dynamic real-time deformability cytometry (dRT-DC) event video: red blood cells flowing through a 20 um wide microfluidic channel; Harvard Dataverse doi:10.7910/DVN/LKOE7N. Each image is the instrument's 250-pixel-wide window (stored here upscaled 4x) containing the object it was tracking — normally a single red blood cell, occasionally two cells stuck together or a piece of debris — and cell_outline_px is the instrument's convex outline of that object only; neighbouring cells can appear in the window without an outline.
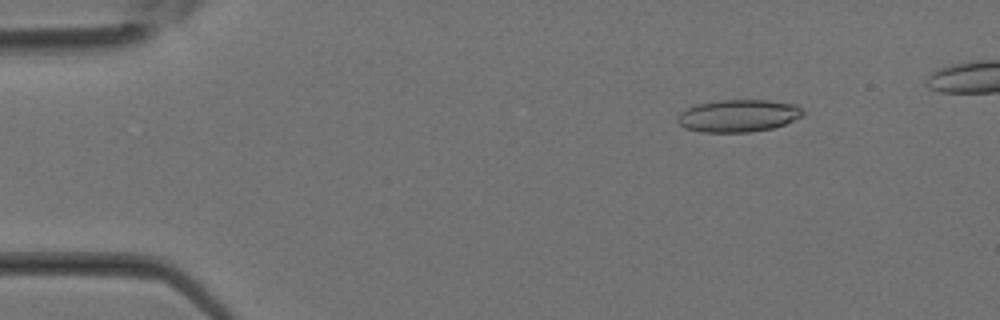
{"species": "Egyptian fruit bat (a non-hibernating species)", "species_latin": "Rousettus aegyptiacus", "temperature_condition": "room temperature", "stored_images_in_passage": 10, "camera_frame_rate_fps": 3000, "um_per_image_px": 0.085, "animal": {"sex": "female"}, "frame": {"image": 1, "passage_image": 2, "time_ms": 0.333, "image_size_px": [1000, 320], "cell_outline_px": [[804, 116], [784, 124], [772, 128], [748, 132], [700, 132], [688, 128], [680, 124], [676, 120], [676, 116], [680, 112], [696, 104], [716, 100], [768, 100], [796, 104], [804, 112]], "centroid_in_image_um": [62.76, 9.83], "position_along_channel_um": 22.2, "area_um2": 23.7}}
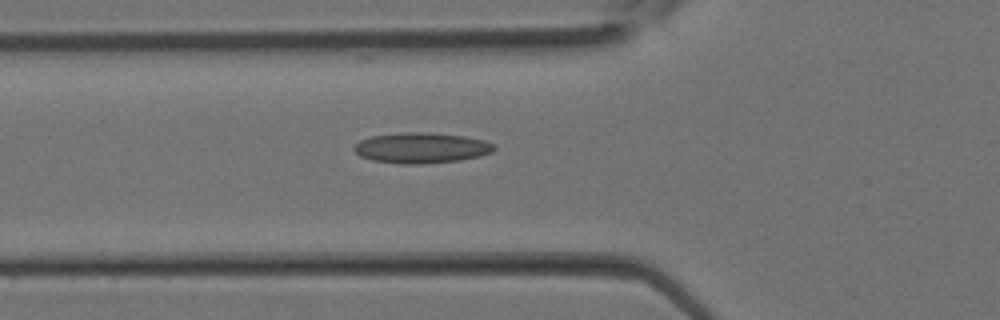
{"frame": {"image": 2, "passage_image": 9, "time_ms": 2.667, "image_size_px": [1000, 320], "cell_outline_px": [[496, 148], [492, 152], [480, 156], [460, 160], [420, 164], [400, 164], [372, 160], [360, 156], [352, 148], [360, 140], [372, 136], [408, 132], [428, 132], [464, 136], [484, 140], [496, 144]], "centroid_in_image_um": [35.84, 12.57], "position_along_channel_um": 90.0, "area_um2": 24.97}}